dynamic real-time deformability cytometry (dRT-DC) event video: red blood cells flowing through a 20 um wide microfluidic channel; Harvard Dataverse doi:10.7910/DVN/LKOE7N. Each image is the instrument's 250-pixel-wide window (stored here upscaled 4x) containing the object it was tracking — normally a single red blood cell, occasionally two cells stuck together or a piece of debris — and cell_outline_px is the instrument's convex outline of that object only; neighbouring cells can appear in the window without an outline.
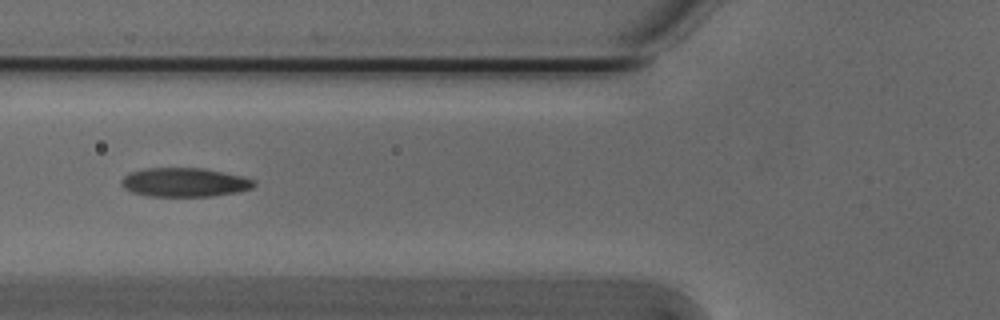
{"species": "Egyptian fruit bat (a non-hibernating species)", "species_latin": "Rousettus aegyptiacus", "temperature_condition": "cold", "stored_images_in_passage": 36, "camera_frame_rate_fps": 3000, "um_per_image_px": 0.085, "animal": {"sex": "male"}, "frame": {"image": 1, "passage_image": 4, "time_ms": 1.0, "image_size_px": [1000, 320], "cell_outline_px": [[256, 184], [252, 188], [236, 192], [212, 196], [148, 196], [132, 192], [124, 188], [120, 184], [120, 180], [128, 172], [144, 168], [204, 168], [244, 176], [256, 180]], "centroid_in_image_um": [15.67, 15.49], "position_along_channel_um": 110.1, "area_um2": 22.6}}
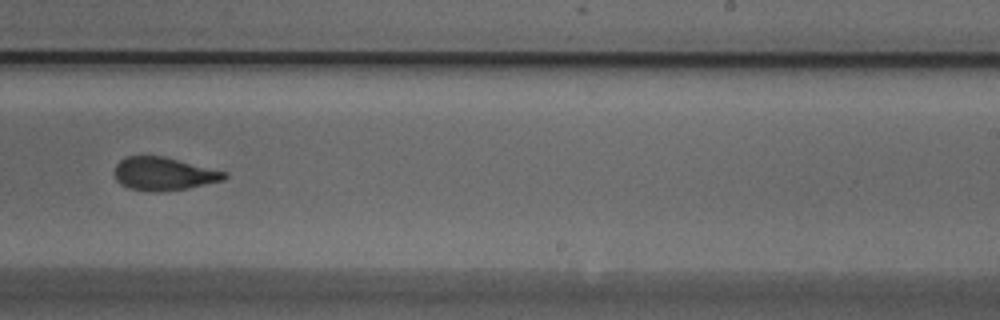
{"frame": {"image": 2, "passage_image": 17, "time_ms": 5.333, "image_size_px": [1000, 320], "cell_outline_px": [[228, 176], [224, 180], [188, 188], [160, 192], [152, 192], [128, 188], [120, 184], [116, 180], [112, 172], [116, 164], [124, 156], [164, 156], [228, 172]], "centroid_in_image_um": [13.89, 14.77], "position_along_channel_um": 275.1, "area_um2": 21.56}}
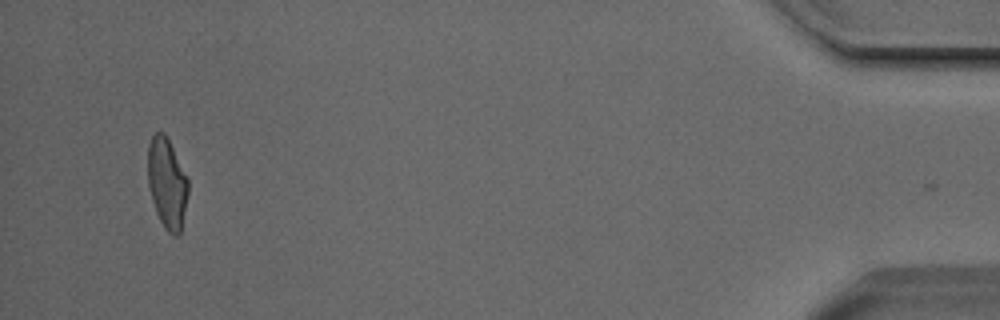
{"frame": {"image": 3, "passage_image": 35, "time_ms": 11.333, "image_size_px": [1000, 320], "cell_outline_px": [[188, 192], [180, 232], [176, 236], [172, 236], [164, 228], [156, 212], [152, 200], [148, 184], [148, 144], [152, 136], [156, 132], [164, 132], [188, 180]], "centroid_in_image_um": [14.18, 15.59], "position_along_channel_um": 421.0, "area_um2": 20.87}, "authors_computed_cell_mechanics": {"area_um2": 21.8195, "velocity_mm_per_s": 3.8129, "shape_relaxation_time_tau1_ms": 5.0343, "shape_relaxation_time_tau2_ms": 1.4426, "deformation_change_tau1": 0.1637, "deformation_change_tau2": 0.0817}}